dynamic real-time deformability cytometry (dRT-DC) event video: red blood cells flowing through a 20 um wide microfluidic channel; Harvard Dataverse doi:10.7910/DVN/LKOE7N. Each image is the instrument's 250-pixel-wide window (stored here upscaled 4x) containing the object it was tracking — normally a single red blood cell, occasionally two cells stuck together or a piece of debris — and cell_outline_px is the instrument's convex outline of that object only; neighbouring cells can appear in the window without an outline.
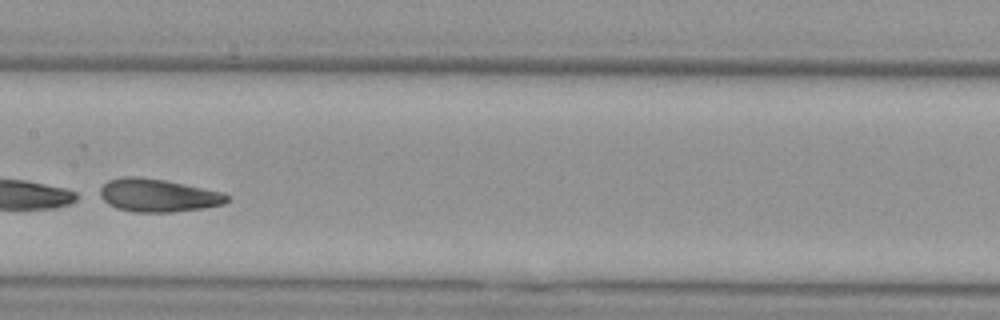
{"species": "Egyptian fruit bat (a non-hibernating species)", "species_latin": "Rousettus aegyptiacus", "temperature_condition": "cold", "stored_images_in_passage": 13, "camera_frame_rate_fps": 3000, "um_per_image_px": 0.085, "animal": {"sex": "female"}, "frame": {"image": 1, "passage_image": 6, "time_ms": 7.0, "image_size_px": [1000, 320], "cell_outline_px": [[228, 200], [224, 204], [204, 208], [172, 212], [132, 212], [116, 208], [108, 204], [96, 196], [100, 188], [108, 180], [124, 176], [132, 176], [164, 180], [224, 192], [228, 196]], "centroid_in_image_um": [13.37, 16.61], "position_along_channel_um": 194.0, "area_um2": 24.62}}
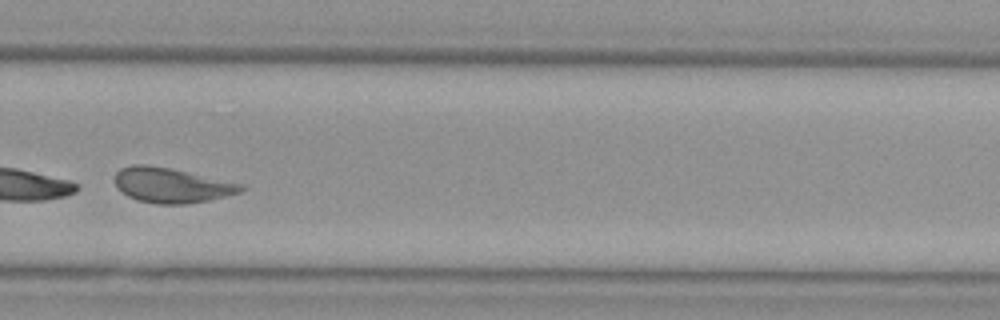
{"frame": {"image": 2, "passage_image": 9, "time_ms": 10.333, "image_size_px": [1000, 320], "cell_outline_px": [[248, 188], [240, 192], [228, 196], [188, 204], [156, 204], [136, 200], [128, 196], [116, 188], [112, 180], [112, 176], [120, 168], [132, 164], [148, 164], [188, 172], [244, 184]], "centroid_in_image_um": [14.53, 15.75], "position_along_channel_um": 315.3, "area_um2": 26.13}}
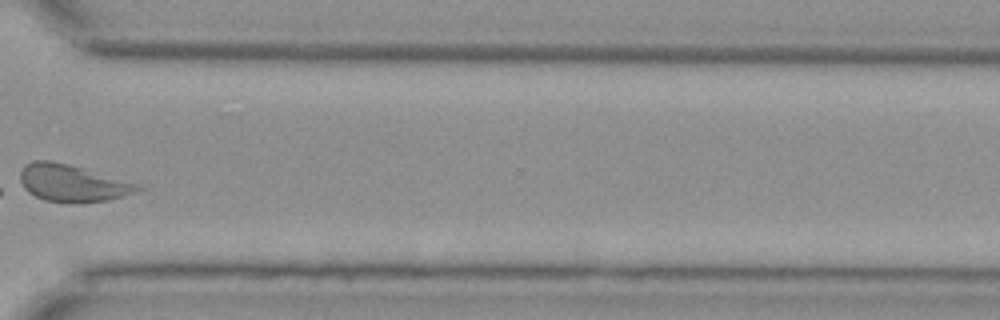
{"frame": {"image": 3, "passage_image": 10, "time_ms": 11.667, "image_size_px": [1000, 320], "cell_outline_px": [[148, 184], [144, 188], [108, 200], [72, 204], [44, 200], [28, 192], [24, 188], [20, 180], [20, 172], [24, 164], [36, 160], [48, 160], [68, 164]], "centroid_in_image_um": [6.22, 15.56], "position_along_channel_um": 364.4, "area_um2": 25.95}}